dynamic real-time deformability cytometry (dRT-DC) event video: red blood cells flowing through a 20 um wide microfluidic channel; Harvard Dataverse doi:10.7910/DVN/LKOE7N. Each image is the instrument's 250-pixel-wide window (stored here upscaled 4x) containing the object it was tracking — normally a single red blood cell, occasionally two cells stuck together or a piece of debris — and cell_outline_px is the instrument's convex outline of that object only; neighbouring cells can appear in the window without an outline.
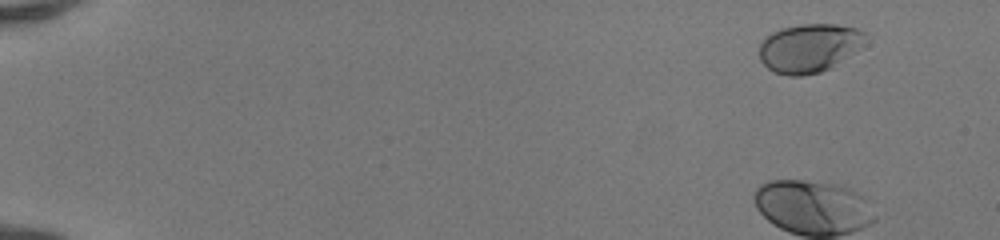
{"species": "human", "species_latin": "Homo sapiens", "temperature_condition": "room temperature", "stored_images_in_passage": 41, "camera_frame_rate_fps": 3000, "um_per_image_px": 0.085, "donor": {"sex": "female"}, "frame": {"image": 1, "passage_image": 1, "time_ms": 0.0, "image_size_px": [1000, 240], "cell_outline_px": [[864, 48], [832, 68], [820, 72], [800, 76], [788, 76], [776, 72], [768, 68], [760, 60], [760, 40], [772, 32], [780, 28], [800, 24], [836, 24], [860, 28], [864, 32]], "centroid_in_image_um": [68.82, 4.07], "position_along_channel_um": 16.2, "area_um2": 30.69}}